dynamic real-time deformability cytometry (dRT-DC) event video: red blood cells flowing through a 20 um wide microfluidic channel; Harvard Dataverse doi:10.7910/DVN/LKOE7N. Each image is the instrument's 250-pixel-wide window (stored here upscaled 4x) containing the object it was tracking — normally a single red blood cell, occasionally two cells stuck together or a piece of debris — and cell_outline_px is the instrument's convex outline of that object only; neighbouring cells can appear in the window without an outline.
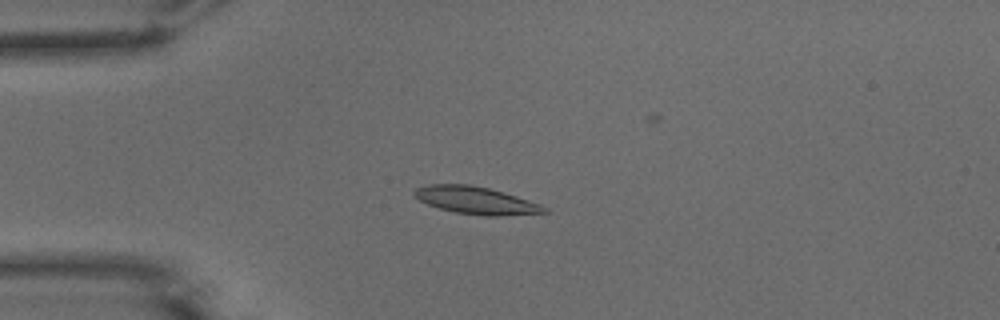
{"species": "common noctule bat (a hibernating species)", "species_latin": "Nyctalus noctula", "temperature_condition": "warm", "stored_images_in_passage": 53, "camera_frame_rate_fps": 3000, "um_per_image_px": 0.085, "animal": {"sex": "male", "body_mass_g": 15.6}, "frame": {"image": 1, "passage_image": 14, "time_ms": 4.333, "image_size_px": [1000, 320], "cell_outline_px": [[548, 212], [500, 216], [484, 216], [456, 212], [440, 208], [428, 204], [420, 200], [412, 192], [416, 188], [428, 184], [468, 184], [488, 188], [504, 192], [540, 204], [548, 208]], "centroid_in_image_um": [40.46, 17.03], "position_along_channel_um": 44.5, "area_um2": 20.58}}
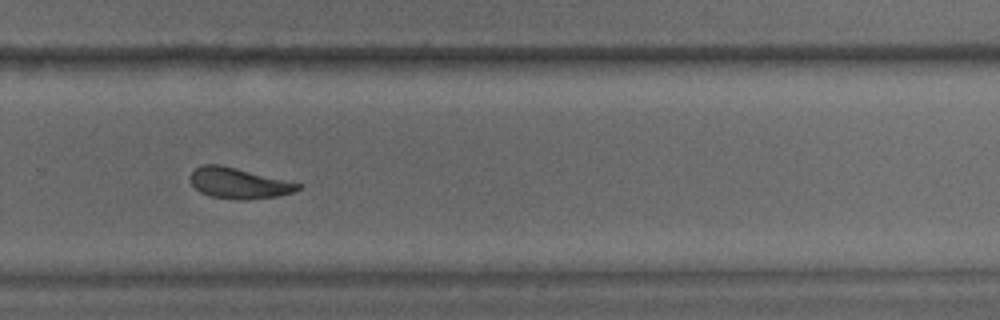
{"frame": {"image": 2, "passage_image": 36, "time_ms": 11.667, "image_size_px": [1000, 320], "cell_outline_px": [[304, 184], [300, 188], [292, 192], [276, 196], [240, 200], [208, 196], [200, 192], [192, 184], [188, 176], [200, 164], [220, 164]], "centroid_in_image_um": [20.26, 15.56], "position_along_channel_um": 309.5, "area_um2": 19.31}}
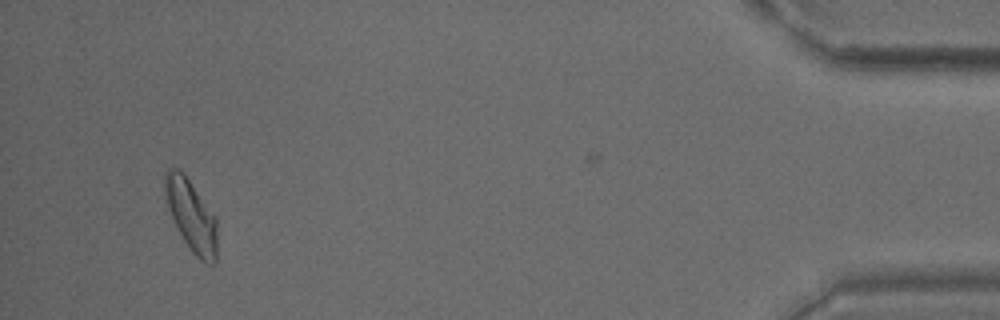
{"frame": {"image": 3, "passage_image": 50, "time_ms": 16.333, "image_size_px": [1000, 320], "cell_outline_px": [[216, 264], [208, 264], [200, 260], [192, 252], [184, 240], [168, 208], [164, 196], [164, 172], [168, 168], [180, 168], [184, 172], [216, 216]], "centroid_in_image_um": [16.25, 18.27], "position_along_channel_um": 418.9, "area_um2": 21.91}, "authors_computed_cell_mechanics": {"area_um2": 19.8254, "velocity_mm_per_s": 3.8915, "shape_relaxation_time_tau1_ms": 4.0647, "shape_relaxation_time_tau2_ms": 3.0459, "deformation_change_tau1": 0.1437, "deformation_change_tau2": 0.1083}}